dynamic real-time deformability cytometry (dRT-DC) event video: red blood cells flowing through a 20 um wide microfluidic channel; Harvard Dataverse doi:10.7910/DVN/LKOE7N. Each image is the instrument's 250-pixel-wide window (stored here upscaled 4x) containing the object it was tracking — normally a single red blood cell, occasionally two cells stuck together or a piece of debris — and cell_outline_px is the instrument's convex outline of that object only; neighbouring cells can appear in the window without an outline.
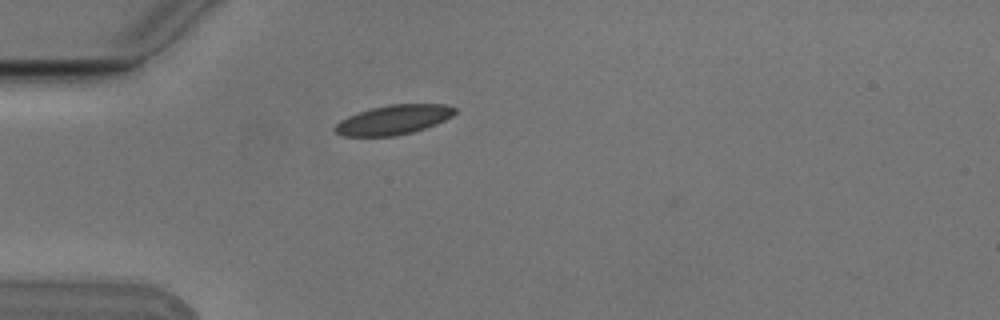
{"species": "Egyptian fruit bat (a non-hibernating species)", "species_latin": "Rousettus aegyptiacus", "temperature_condition": "cold", "stored_images_in_passage": 4, "camera_frame_rate_fps": 3000, "um_per_image_px": 0.085, "animal": {"sex": "male"}, "frame": {"image": 1, "passage_image": 3, "time_ms": 0.667, "image_size_px": [1000, 320], "cell_outline_px": [[456, 112], [452, 116], [436, 124], [412, 132], [392, 136], [340, 136], [332, 128], [340, 120], [348, 116], [372, 108], [388, 104], [444, 104], [456, 108]], "centroid_in_image_um": [33.43, 10.18], "position_along_channel_um": 51.6, "area_um2": 20.52}}